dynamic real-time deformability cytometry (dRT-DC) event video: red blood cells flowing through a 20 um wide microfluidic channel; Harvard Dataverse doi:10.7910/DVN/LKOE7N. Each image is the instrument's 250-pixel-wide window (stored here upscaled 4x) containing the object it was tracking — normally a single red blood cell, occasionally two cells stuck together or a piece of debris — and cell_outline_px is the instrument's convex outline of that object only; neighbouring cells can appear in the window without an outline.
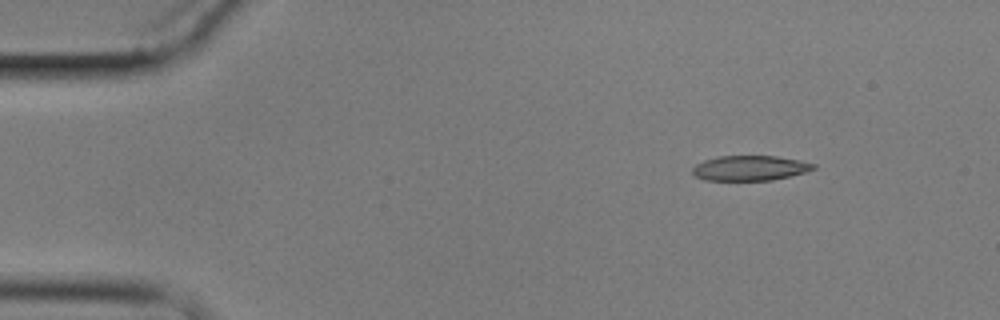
{"species": "common noctule bat (a hibernating species)", "species_latin": "Nyctalus noctula", "temperature_condition": "cold", "stored_images_in_passage": 3, "camera_frame_rate_fps": 3000, "um_per_image_px": 0.085, "animal": {"sex": "male", "body_mass_g": 17.9}, "frame": {"image": 1, "passage_image": 1, "time_ms": 0.0, "image_size_px": [1000, 320], "cell_outline_px": [[816, 168], [804, 172], [772, 180], [704, 180], [696, 176], [692, 172], [692, 168], [696, 164], [704, 160], [720, 156], [776, 156], [816, 164]], "centroid_in_image_um": [63.71, 14.28], "position_along_channel_um": 21.3, "area_um2": 17.4}}
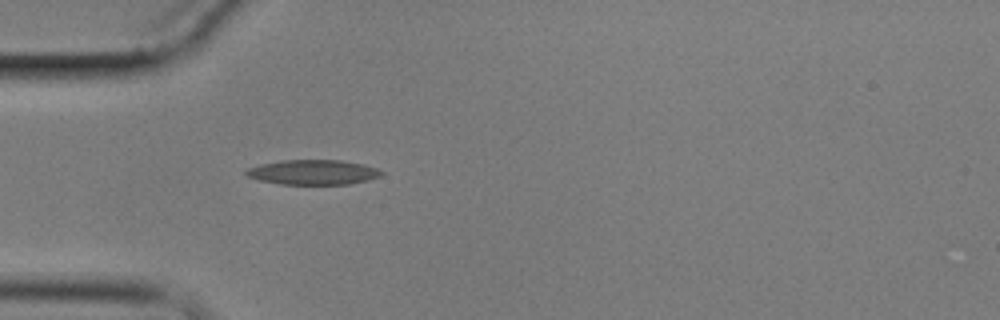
{"frame": {"image": 2, "passage_image": 3, "time_ms": 3.333, "image_size_px": [1000, 320], "cell_outline_px": [[384, 172], [380, 176], [368, 180], [348, 184], [280, 184], [256, 180], [248, 176], [244, 172], [248, 168], [260, 164], [280, 160], [340, 160], [364, 164], [376, 168]], "centroid_in_image_um": [26.59, 14.64], "position_along_channel_um": 58.4, "area_um2": 19.65}}